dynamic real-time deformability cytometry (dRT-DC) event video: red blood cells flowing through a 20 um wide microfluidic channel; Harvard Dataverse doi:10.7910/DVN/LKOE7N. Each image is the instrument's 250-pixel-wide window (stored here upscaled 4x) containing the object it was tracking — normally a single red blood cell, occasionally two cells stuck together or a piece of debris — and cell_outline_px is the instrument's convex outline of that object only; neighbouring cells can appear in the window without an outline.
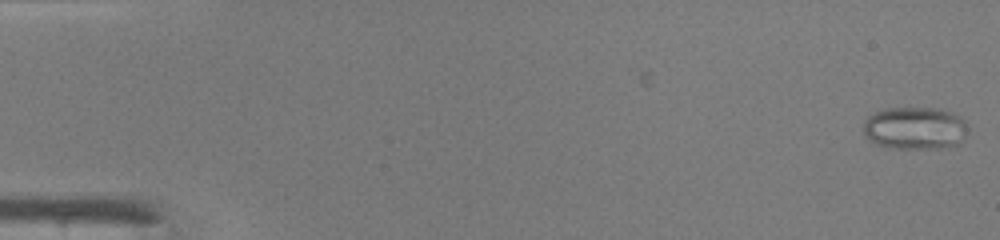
{"species": "common noctule bat (a hibernating species)", "species_latin": "Nyctalus noctula", "temperature_condition": "warm", "stored_images_in_passage": 42, "camera_frame_rate_fps": 3000, "um_per_image_px": 0.085, "animal": {"sex": "male", "body_mass_g": 19.0, "forearm_length_mm": 50.8}, "frame": {"image": 1, "passage_image": 1, "time_ms": 0.0, "image_size_px": [1000, 240], "cell_outline_px": [[968, 128], [960, 144], [936, 148], [892, 148], [876, 144], [868, 140], [864, 136], [864, 120], [868, 116], [884, 108], [940, 108], [952, 112], [960, 116], [964, 120]], "centroid_in_image_um": [77.76, 10.88], "position_along_channel_um": 7.2, "area_um2": 26.13}}
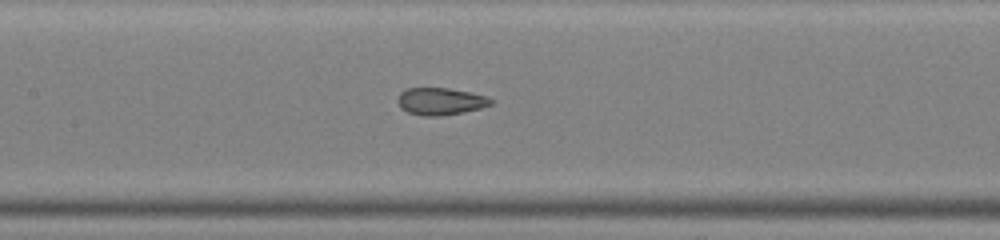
{"frame": {"image": 2, "passage_image": 23, "time_ms": 7.333, "image_size_px": [1000, 240], "cell_outline_px": [[496, 100], [492, 104], [480, 108], [464, 112], [440, 116], [424, 116], [408, 112], [400, 108], [396, 100], [400, 92], [408, 88], [448, 88], [488, 96]], "centroid_in_image_um": [37.45, 8.61], "position_along_channel_um": 170.0, "area_um2": 14.91}}
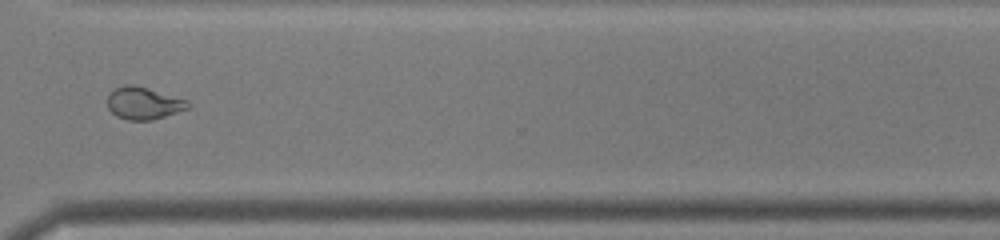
{"frame": {"image": 3, "passage_image": 36, "time_ms": 11.667, "image_size_px": [1000, 240], "cell_outline_px": [[192, 104], [188, 108], [152, 120], [128, 120], [116, 116], [108, 108], [108, 96], [116, 88], [124, 84], [132, 84], [148, 88], [188, 100]], "centroid_in_image_um": [12.21, 8.77], "position_along_channel_um": 358.4, "area_um2": 15.03}, "authors_computed_cell_mechanics": {"area_um2": 15.0569, "velocity_mm_per_s": 4.3481, "shape_relaxation_time_tau1_ms": null, "shape_relaxation_time_tau2_ms": 1.0558, "deformation_change_tau1": null, "deformation_change_tau2": 0.0733}}